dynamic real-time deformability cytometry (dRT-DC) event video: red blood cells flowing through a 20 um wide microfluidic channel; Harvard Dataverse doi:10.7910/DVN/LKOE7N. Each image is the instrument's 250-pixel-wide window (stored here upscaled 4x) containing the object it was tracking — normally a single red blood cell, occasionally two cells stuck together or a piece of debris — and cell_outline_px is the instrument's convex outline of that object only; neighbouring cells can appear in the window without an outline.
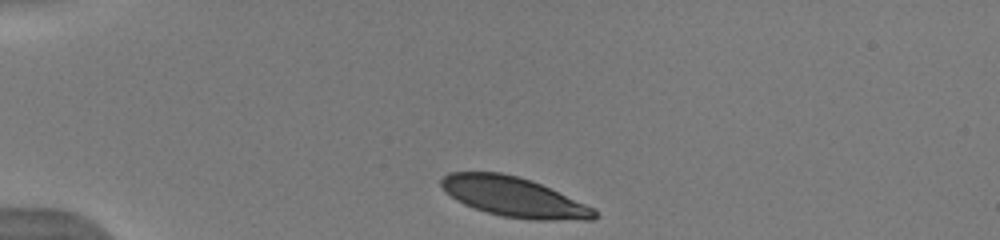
{"species": "human", "species_latin": "Homo sapiens", "temperature_condition": "warm", "stored_images_in_passage": 40, "camera_frame_rate_fps": 3000, "um_per_image_px": 0.085, "donor": {"sex": "male"}, "frame": {"image": 1, "passage_image": 1, "time_ms": 0.0, "image_size_px": [1000, 240], "cell_outline_px": [[596, 216], [592, 220], [532, 220], [504, 216], [488, 212], [464, 204], [456, 200], [440, 184], [440, 180], [448, 172], [500, 172], [532, 180], [596, 208]], "centroid_in_image_um": [43.72, 16.74], "position_along_channel_um": 41.3, "area_um2": 35.26}}
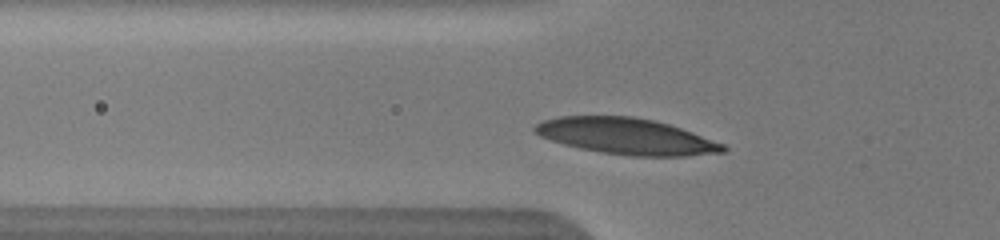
{"frame": {"image": 2, "passage_image": 7, "time_ms": 2.0, "image_size_px": [1000, 240], "cell_outline_px": [[728, 152], [688, 156], [632, 156], [604, 152], [580, 148], [564, 144], [540, 136], [532, 128], [536, 124], [544, 120], [560, 116], [632, 116], [656, 120], [692, 132], [724, 144], [728, 148]], "centroid_in_image_um": [53.28, 11.58], "position_along_channel_um": 72.5, "area_um2": 39.54}}
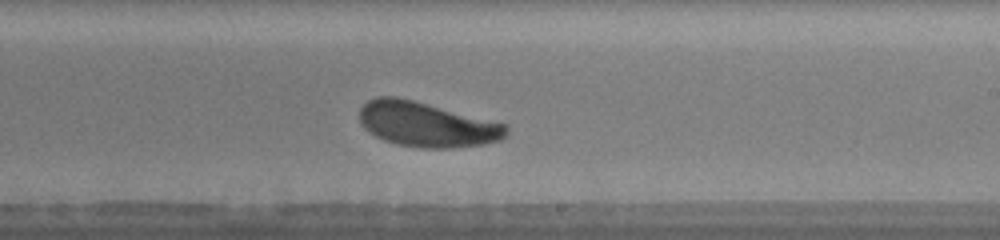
{"frame": {"image": 3, "passage_image": 21, "time_ms": 6.667, "image_size_px": [1000, 240], "cell_outline_px": [[508, 132], [500, 140], [484, 144], [452, 148], [424, 148], [396, 144], [384, 140], [368, 132], [364, 128], [360, 120], [360, 108], [368, 100], [376, 96], [396, 96], [508, 124]], "centroid_in_image_um": [36.27, 10.58], "position_along_channel_um": 252.7, "area_um2": 38.32}, "authors_computed_cell_mechanics": {"area_um2": 37.9168, "velocity_mm_per_s": 3.8809, "shape_relaxation_time_tau1_ms": 2.1633, "shape_relaxation_time_tau2_ms": null, "deformation_change_tau1": 0.1347, "deformation_change_tau2": null}}